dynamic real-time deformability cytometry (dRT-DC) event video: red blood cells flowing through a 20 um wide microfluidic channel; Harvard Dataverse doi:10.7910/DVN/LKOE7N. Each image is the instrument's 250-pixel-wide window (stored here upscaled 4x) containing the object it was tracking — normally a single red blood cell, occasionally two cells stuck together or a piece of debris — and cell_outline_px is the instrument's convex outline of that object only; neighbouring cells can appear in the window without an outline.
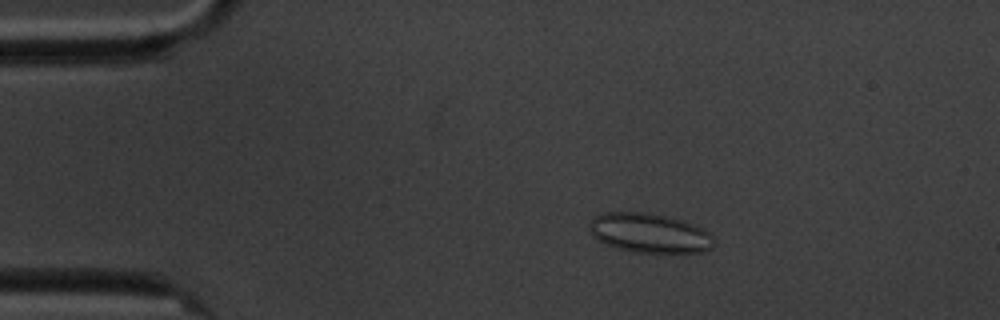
{"species": "common noctule bat (a hibernating species)", "species_latin": "Nyctalus noctula", "temperature_condition": "cold", "stored_images_in_passage": 6, "camera_frame_rate_fps": 3000, "um_per_image_px": 0.085, "animal": {"sex": "male", "body_mass_g": 20.1, "forearm_length_mm": 53.5}, "frame": {"image": 1, "passage_image": 3, "time_ms": 2.333, "image_size_px": [1000, 320], "cell_outline_px": [[716, 244], [712, 248], [704, 252], [632, 252], [616, 248], [596, 240], [588, 228], [588, 224], [600, 212], [648, 212], [668, 216], [684, 220], [708, 232], [716, 240]], "centroid_in_image_um": [55.2, 19.8], "position_along_channel_um": 29.8, "area_um2": 28.96}}
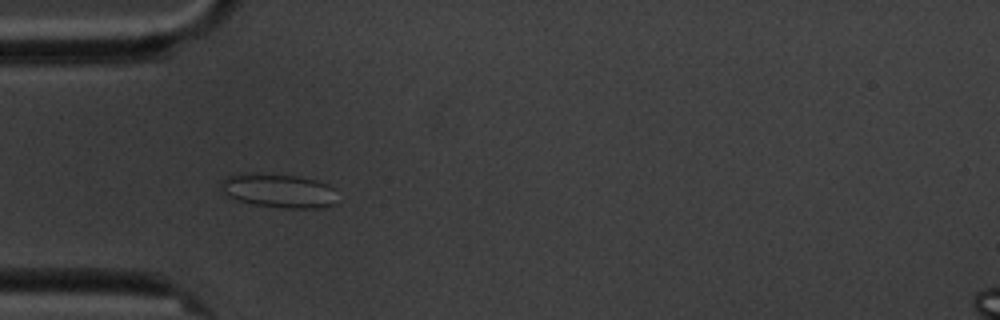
{"frame": {"image": 2, "passage_image": 5, "time_ms": 4.667, "image_size_px": [1000, 320], "cell_outline_px": [[336, 204], [324, 208], [284, 208], [256, 204], [240, 200], [228, 196], [220, 192], [220, 180], [228, 176], [240, 172], [296, 176], [316, 180], [328, 184], [332, 188]], "centroid_in_image_um": [23.64, 16.2], "position_along_channel_um": 61.4, "area_um2": 23.06}}
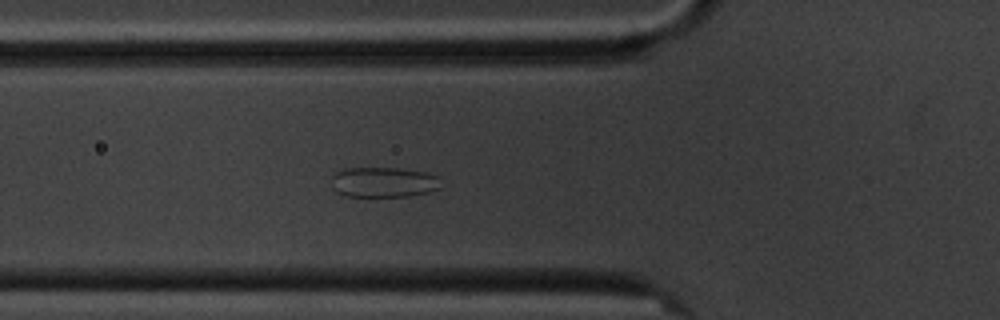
{"frame": {"image": 3, "passage_image": 6, "time_ms": 5.667, "image_size_px": [1000, 320], "cell_outline_px": [[440, 188], [428, 192], [408, 196], [348, 196], [336, 192], [332, 188], [332, 176], [336, 172], [344, 168], [400, 168], [424, 172], [436, 176]], "centroid_in_image_um": [32.55, 15.48], "position_along_channel_um": 93.3, "area_um2": 19.13}}